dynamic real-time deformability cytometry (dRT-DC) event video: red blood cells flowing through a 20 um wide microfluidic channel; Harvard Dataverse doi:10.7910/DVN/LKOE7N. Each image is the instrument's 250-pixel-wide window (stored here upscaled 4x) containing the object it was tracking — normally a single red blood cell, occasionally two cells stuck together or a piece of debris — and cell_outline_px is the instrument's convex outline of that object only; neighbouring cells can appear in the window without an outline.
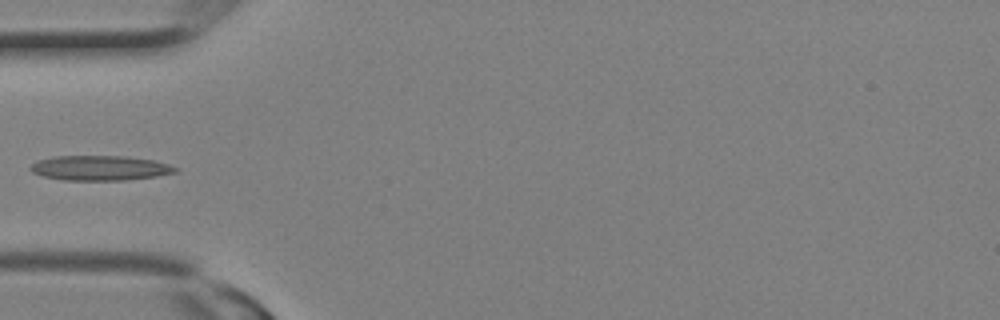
{"species": "Egyptian fruit bat (a non-hibernating species)", "species_latin": "Rousettus aegyptiacus", "temperature_condition": "room temperature", "stored_images_in_passage": 10, "camera_frame_rate_fps": 3000, "um_per_image_px": 0.085, "animal": {"sex": "female"}, "frame": {"image": 1, "passage_image": 9, "time_ms": 2.667, "image_size_px": [1000, 320], "cell_outline_px": [[180, 168], [176, 172], [156, 176], [124, 180], [64, 180], [44, 176], [32, 172], [28, 168], [36, 160], [56, 156], [124, 156], [152, 160], [168, 164]], "centroid_in_image_um": [8.48, 14.27], "position_along_channel_um": 76.5, "area_um2": 20.92}}